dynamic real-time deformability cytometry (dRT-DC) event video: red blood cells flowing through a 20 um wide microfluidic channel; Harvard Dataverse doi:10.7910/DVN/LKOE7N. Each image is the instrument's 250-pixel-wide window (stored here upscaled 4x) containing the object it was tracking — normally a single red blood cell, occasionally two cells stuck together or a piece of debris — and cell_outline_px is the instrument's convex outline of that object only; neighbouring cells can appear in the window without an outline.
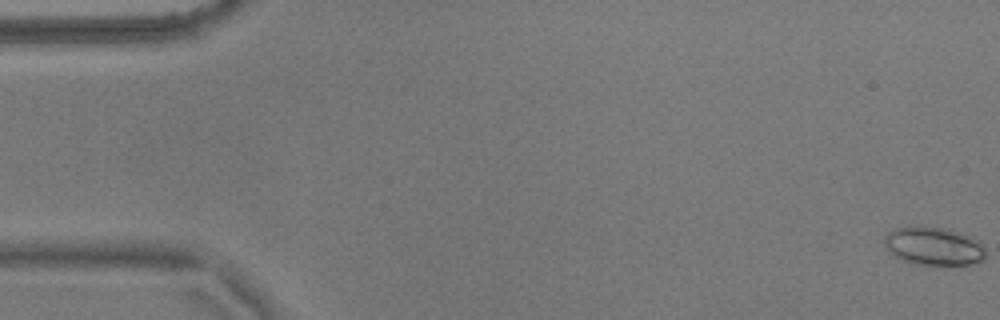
{"species": "common noctule bat (a hibernating species)", "species_latin": "Nyctalus noctula", "temperature_condition": "warm", "stored_images_in_passage": 57, "camera_frame_rate_fps": 3000, "um_per_image_px": 0.085, "animal": {"sex": "male", "body_mass_g": 17.9}, "frame": {"image": 1, "passage_image": 1, "time_ms": 0.0, "image_size_px": [1000, 320], "cell_outline_px": [[984, 260], [968, 264], [916, 264], [900, 260], [888, 252], [884, 244], [884, 236], [888, 232], [896, 228], [916, 224], [920, 224], [948, 228], [972, 236], [980, 240], [984, 248]], "centroid_in_image_um": [79.32, 20.87], "position_along_channel_um": 5.7, "area_um2": 23.18}}
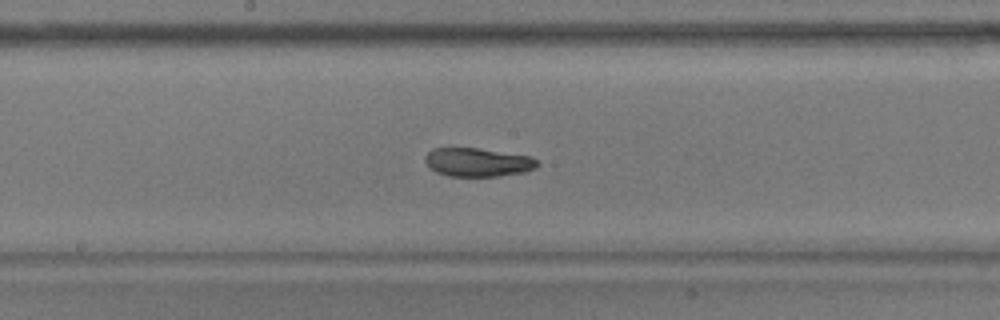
{"frame": {"image": 2, "passage_image": 30, "time_ms": 9.667, "image_size_px": [1000, 320], "cell_outline_px": [[540, 164], [536, 168], [524, 172], [500, 176], [448, 176], [436, 172], [428, 168], [424, 160], [424, 156], [432, 148], [476, 148], [532, 156]], "centroid_in_image_um": [40.59, 13.79], "position_along_channel_um": 207.6, "area_um2": 18.9}}
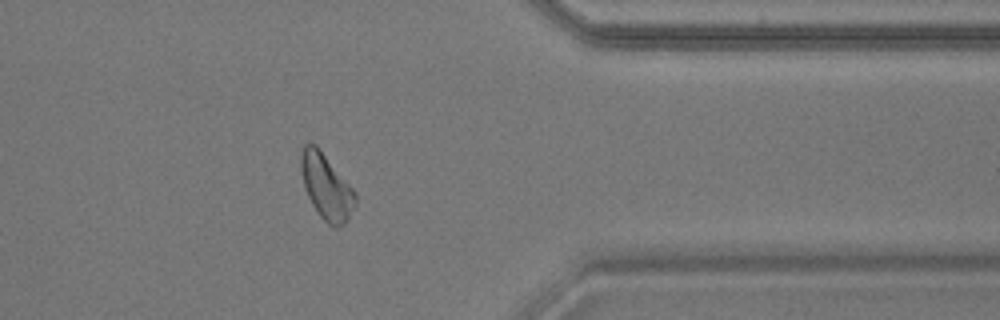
{"frame": {"image": 3, "passage_image": 46, "time_ms": 15.0, "image_size_px": [1000, 320], "cell_outline_px": [[356, 204], [348, 220], [344, 224], [336, 228], [332, 228], [320, 216], [312, 204], [304, 188], [300, 168], [300, 152], [304, 144], [316, 144], [352, 188], [356, 196]], "centroid_in_image_um": [27.72, 15.89], "position_along_channel_um": 383.7, "area_um2": 20.69}, "authors_computed_cell_mechanics": {"area_um2": 20.3456, "velocity_mm_per_s": 3.5886, "shape_relaxation_time_tau1_ms": 7.1716, "shape_relaxation_time_tau2_ms": 4.887, "deformation_change_tau1": 0.2116, "deformation_change_tau2": 0.127}}